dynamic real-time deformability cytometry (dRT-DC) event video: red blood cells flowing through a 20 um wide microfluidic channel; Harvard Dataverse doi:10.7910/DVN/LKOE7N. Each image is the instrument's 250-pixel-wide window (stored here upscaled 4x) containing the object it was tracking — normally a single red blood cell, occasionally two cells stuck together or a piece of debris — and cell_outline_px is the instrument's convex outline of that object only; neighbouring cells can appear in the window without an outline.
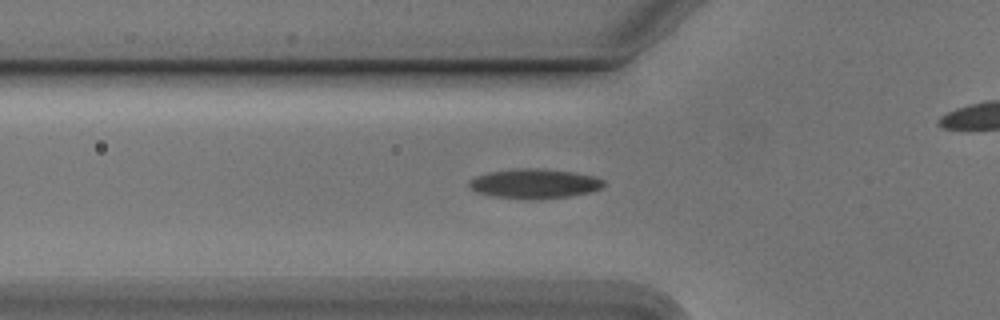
{"species": "Egyptian fruit bat (a non-hibernating species)", "species_latin": "Rousettus aegyptiacus", "temperature_condition": "cold", "stored_images_in_passage": 38, "camera_frame_rate_fps": 3000, "um_per_image_px": 0.085, "animal": {"sex": "male"}, "frame": {"image": 1, "passage_image": 12, "time_ms": 3.667, "image_size_px": [1000, 320], "cell_outline_px": [[604, 188], [592, 192], [568, 196], [492, 196], [476, 192], [468, 188], [468, 180], [476, 176], [488, 172], [516, 168], [544, 168], [572, 172], [596, 176], [604, 180]], "centroid_in_image_um": [45.44, 15.55], "position_along_channel_um": 80.4, "area_um2": 22.54}}
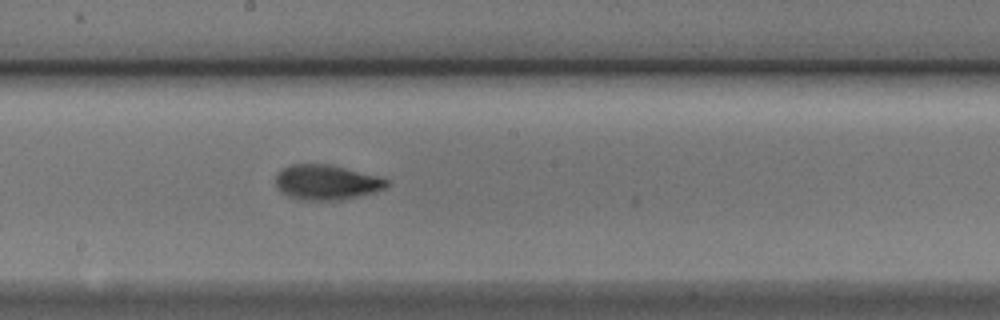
{"frame": {"image": 2, "passage_image": 23, "time_ms": 7.333, "image_size_px": [1000, 320], "cell_outline_px": [[388, 184], [384, 188], [372, 192], [340, 200], [300, 200], [288, 196], [280, 192], [276, 184], [276, 176], [284, 168], [292, 164], [328, 164], [388, 180]], "centroid_in_image_um": [27.67, 15.51], "position_along_channel_um": 220.5, "area_um2": 22.02}}
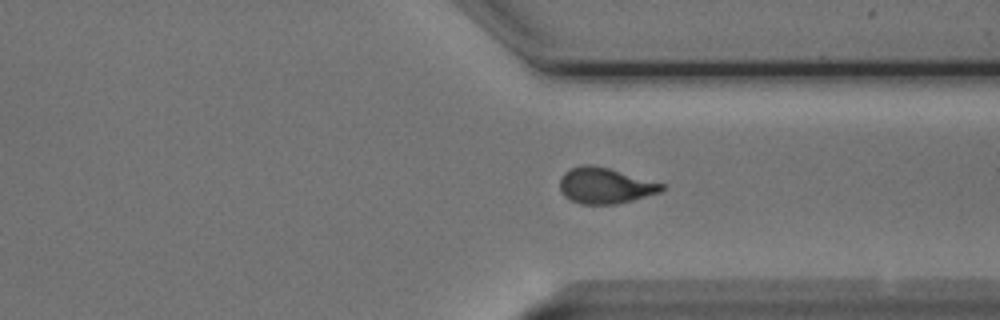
{"frame": {"image": 3, "passage_image": 34, "time_ms": 11.0, "image_size_px": [1000, 320], "cell_outline_px": [[664, 188], [660, 192], [632, 200], [616, 204], [580, 204], [564, 196], [560, 188], [560, 176], [568, 168], [584, 164], [592, 164], [608, 168], [664, 184]], "centroid_in_image_um": [51.39, 15.77], "position_along_channel_um": 360.0, "area_um2": 21.21}}